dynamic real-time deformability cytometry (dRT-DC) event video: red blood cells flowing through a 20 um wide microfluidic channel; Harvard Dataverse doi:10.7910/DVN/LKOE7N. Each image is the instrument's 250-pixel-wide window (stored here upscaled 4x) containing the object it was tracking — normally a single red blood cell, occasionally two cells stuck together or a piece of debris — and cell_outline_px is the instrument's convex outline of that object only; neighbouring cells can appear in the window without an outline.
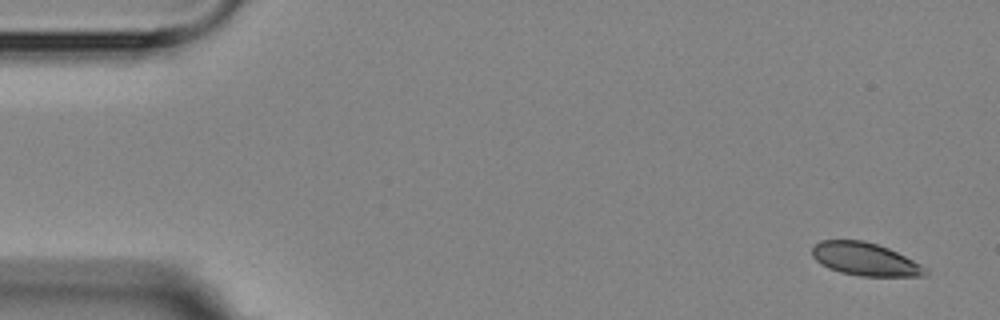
{"species": "Egyptian fruit bat (a non-hibernating species)", "species_latin": "Rousettus aegyptiacus", "temperature_condition": "room temperature", "stored_images_in_passage": 5, "camera_frame_rate_fps": 3000, "um_per_image_px": 0.085, "animal": {"sex": "female"}, "frame": {"image": 1, "passage_image": 1, "time_ms": 0.0, "image_size_px": [1000, 320], "cell_outline_px": [[928, 276], [860, 276], [840, 272], [828, 268], [820, 264], [812, 256], [812, 244], [820, 240], [864, 240], [888, 248], [928, 268]], "centroid_in_image_um": [73.5, 22.03], "position_along_channel_um": 11.5, "area_um2": 21.85}}
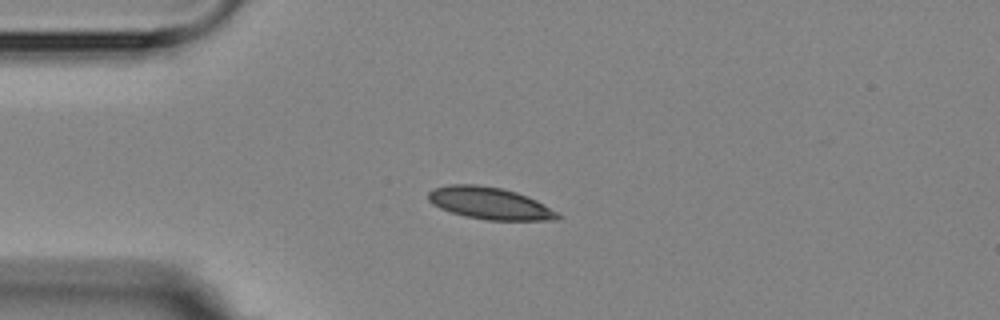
{"frame": {"image": 2, "passage_image": 4, "time_ms": 3.667, "image_size_px": [1000, 320], "cell_outline_px": [[564, 216], [560, 220], [488, 220], [468, 216], [452, 212], [440, 208], [432, 204], [428, 200], [428, 192], [436, 188], [448, 184], [476, 184], [500, 188], [516, 192], [528, 196], [536, 200]], "centroid_in_image_um": [41.66, 17.28], "position_along_channel_um": 43.3, "area_um2": 24.04}}